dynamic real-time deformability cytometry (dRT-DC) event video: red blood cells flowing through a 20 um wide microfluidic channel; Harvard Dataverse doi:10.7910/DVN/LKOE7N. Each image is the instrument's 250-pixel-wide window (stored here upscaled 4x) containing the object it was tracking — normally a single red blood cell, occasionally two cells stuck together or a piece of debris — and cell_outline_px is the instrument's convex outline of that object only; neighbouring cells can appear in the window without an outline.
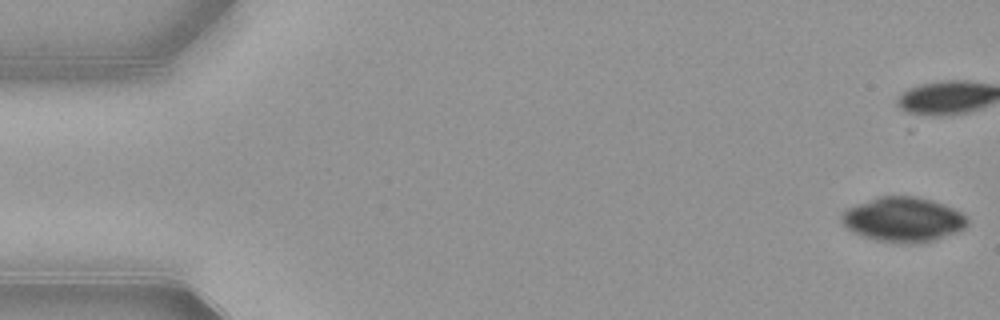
{"species": "common noctule bat (a hibernating species)", "species_latin": "Nyctalus noctula", "temperature_condition": "warm", "stored_images_in_passage": 15, "camera_frame_rate_fps": 3000, "um_per_image_px": 0.085, "animal": {"sex": "female", "body_mass_g": 21.9}, "frame": {"image": 1, "passage_image": 1, "time_ms": 0.0, "image_size_px": [1000, 320], "cell_outline_px": [[968, 224], [960, 232], [936, 240], [920, 244], [900, 244], [876, 240], [864, 236], [848, 228], [840, 220], [840, 216], [844, 208], [880, 196], [916, 196], [932, 200], [944, 204], [968, 216]], "centroid_in_image_um": [76.81, 18.67], "position_along_channel_um": 8.2, "area_um2": 33.23}}